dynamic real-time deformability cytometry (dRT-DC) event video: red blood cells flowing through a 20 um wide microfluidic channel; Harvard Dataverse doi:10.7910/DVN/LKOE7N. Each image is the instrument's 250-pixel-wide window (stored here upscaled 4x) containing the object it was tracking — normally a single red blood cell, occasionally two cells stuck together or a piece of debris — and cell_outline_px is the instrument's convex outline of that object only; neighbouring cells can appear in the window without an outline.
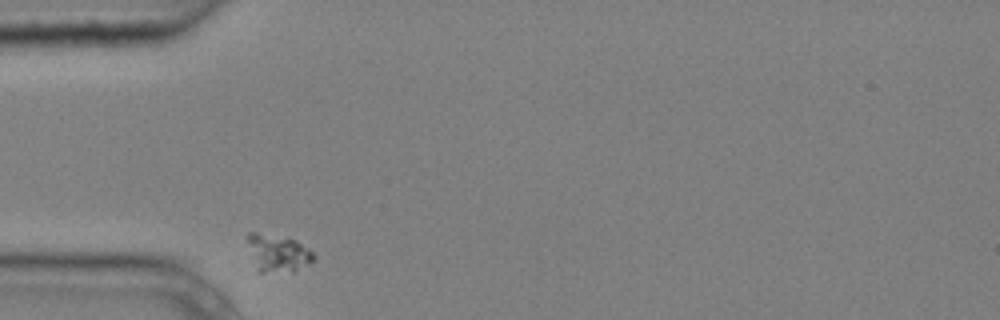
{"species": "common noctule bat (a hibernating species)", "species_latin": "Nyctalus noctula", "temperature_condition": "cold", "stored_images_in_passage": 2, "camera_frame_rate_fps": 3000, "um_per_image_px": 0.085, "animal": {"sex": "male", "body_mass_g": 20.4}, "frame": {"image": 1, "passage_image": 1, "time_ms": 0.0, "image_size_px": [1000, 320], "cell_outline_px": [[316, 260], [292, 272], [256, 272], [244, 236], [248, 232], [256, 232], [296, 240], [308, 248], [316, 256]], "centroid_in_image_um": [23.56, 21.52], "position_along_channel_um": 61.4, "area_um2": 14.8}}
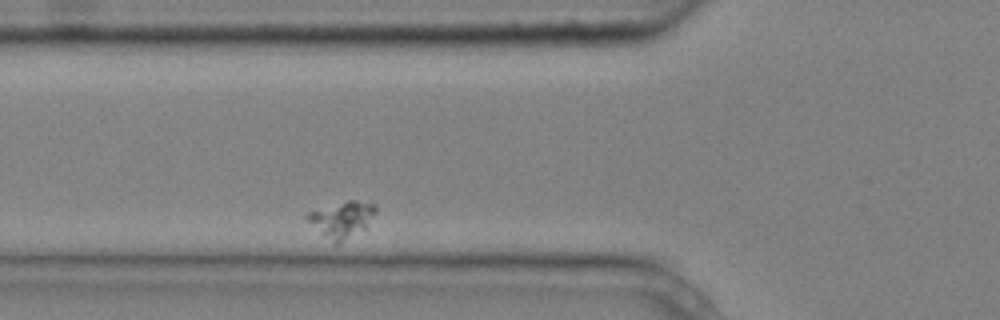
{"frame": {"image": 2, "passage_image": 2, "time_ms": 0.333, "image_size_px": [1000, 320], "cell_outline_px": [[376, 212], [364, 228], [336, 244], [324, 236], [304, 216], [308, 212], [348, 200], [356, 200], [376, 204]], "centroid_in_image_um": [29.06, 18.61], "position_along_channel_um": 96.7, "area_um2": 13.81}}